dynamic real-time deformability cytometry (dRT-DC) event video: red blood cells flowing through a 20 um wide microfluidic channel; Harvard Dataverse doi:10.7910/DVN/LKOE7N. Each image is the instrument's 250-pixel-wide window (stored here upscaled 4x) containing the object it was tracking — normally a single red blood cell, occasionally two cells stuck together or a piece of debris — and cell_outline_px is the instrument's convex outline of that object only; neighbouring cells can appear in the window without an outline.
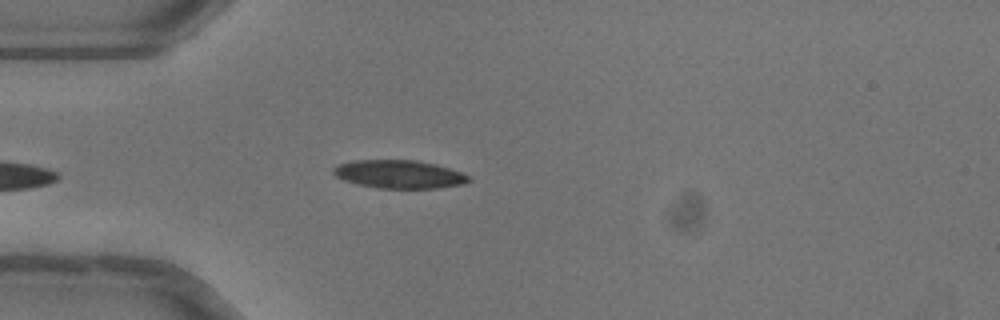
{"species": "common noctule bat (a hibernating species)", "species_latin": "Nyctalus noctula", "temperature_condition": "warm", "stored_images_in_passage": 36, "camera_frame_rate_fps": 3000, "um_per_image_px": 0.085, "animal": {"sex": "female"}, "frame": {"image": 1, "passage_image": 2, "time_ms": 0.333, "image_size_px": [1000, 320], "cell_outline_px": [[472, 180], [464, 184], [436, 188], [380, 188], [356, 184], [344, 180], [336, 176], [332, 172], [332, 168], [336, 164], [352, 160], [416, 160], [436, 164], [460, 172], [468, 176]], "centroid_in_image_um": [33.89, 14.8], "position_along_channel_um": 51.1, "area_um2": 22.31}}
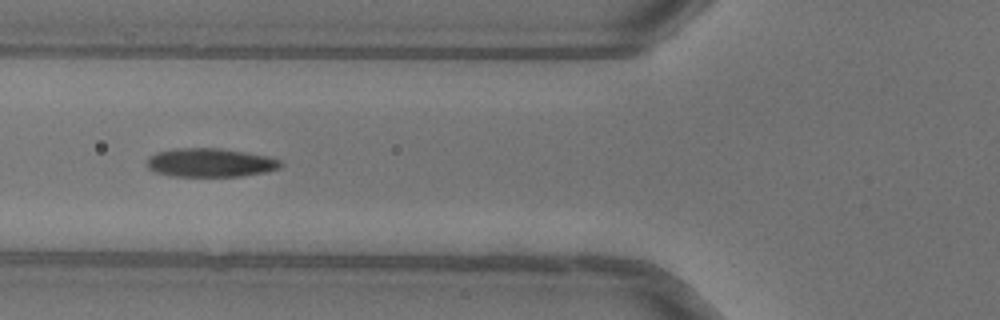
{"frame": {"image": 2, "passage_image": 7, "time_ms": 2.0, "image_size_px": [1000, 320], "cell_outline_px": [[284, 164], [280, 168], [264, 172], [240, 176], [172, 176], [156, 172], [148, 168], [144, 164], [148, 156], [156, 152], [176, 148], [220, 148], [272, 156], [280, 160]], "centroid_in_image_um": [17.87, 13.81], "position_along_channel_um": 107.9, "area_um2": 22.66}}
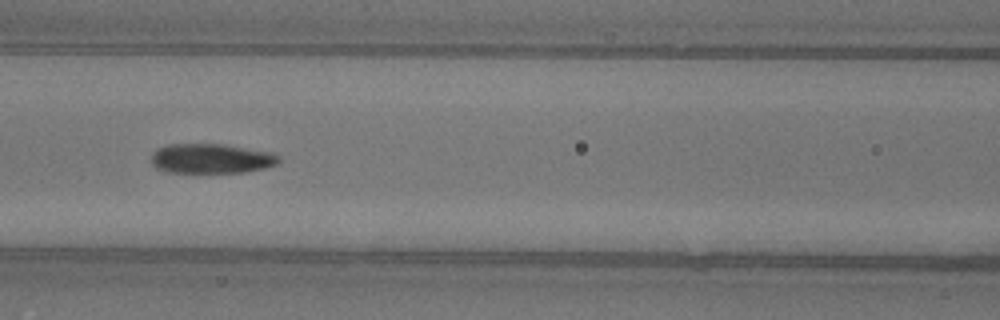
{"frame": {"image": 3, "passage_image": 10, "time_ms": 3.0, "image_size_px": [1000, 320], "cell_outline_px": [[280, 160], [276, 164], [264, 168], [244, 172], [168, 172], [156, 168], [152, 164], [152, 152], [156, 148], [168, 144], [220, 144], [272, 152], [280, 156]], "centroid_in_image_um": [17.93, 13.47], "position_along_channel_um": 148.7, "area_um2": 22.02}, "authors_computed_cell_mechanics": {"area_um2": 22.3975, "velocity_mm_per_s": 4.039, "shape_relaxation_time_tau1_ms": 7.3388, "shape_relaxation_time_tau2_ms": 1.5839, "deformation_change_tau1": 0.2245, "deformation_change_tau2": 0.0577}}